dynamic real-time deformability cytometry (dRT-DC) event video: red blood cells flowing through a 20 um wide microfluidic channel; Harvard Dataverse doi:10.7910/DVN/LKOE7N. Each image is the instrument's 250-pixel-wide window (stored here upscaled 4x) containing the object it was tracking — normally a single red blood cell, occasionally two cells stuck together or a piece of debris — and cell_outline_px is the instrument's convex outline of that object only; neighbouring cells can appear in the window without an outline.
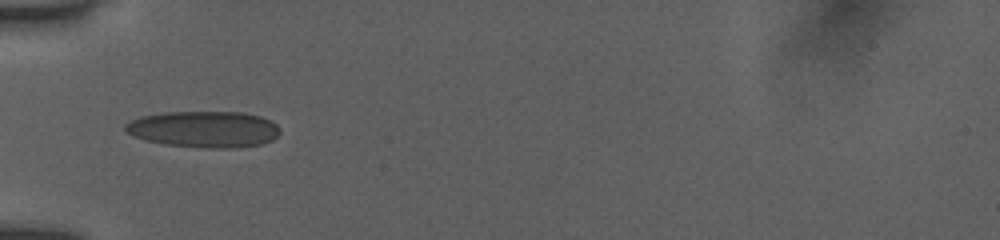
{"species": "human", "species_latin": "Homo sapiens", "temperature_condition": "room temperature", "stored_images_in_passage": 12, "camera_frame_rate_fps": 3000, "um_per_image_px": 0.085, "donor": {"sex": "female"}, "frame": {"image": 1, "passage_image": 1, "time_ms": 0.0, "image_size_px": [1000, 240], "cell_outline_px": [[280, 132], [272, 140], [260, 144], [236, 148], [208, 148], [164, 144], [144, 140], [132, 136], [124, 128], [124, 124], [140, 116], [164, 112], [244, 112], [260, 116], [272, 120], [280, 128]], "centroid_in_image_um": [17.34, 10.98], "position_along_channel_um": 67.7, "area_um2": 33.0}}
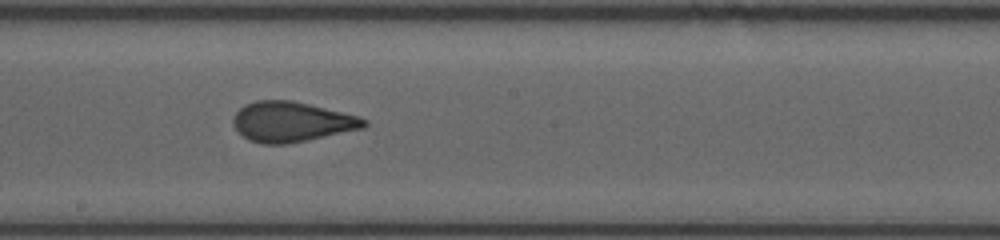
{"frame": {"image": 2, "passage_image": 5, "time_ms": 1.333, "image_size_px": [1000, 240], "cell_outline_px": [[368, 124], [364, 128], [288, 144], [264, 144], [248, 140], [232, 124], [232, 120], [236, 112], [244, 104], [256, 100], [292, 100], [360, 116], [368, 120]], "centroid_in_image_um": [24.8, 10.35], "position_along_channel_um": 223.4, "area_um2": 30.63}}
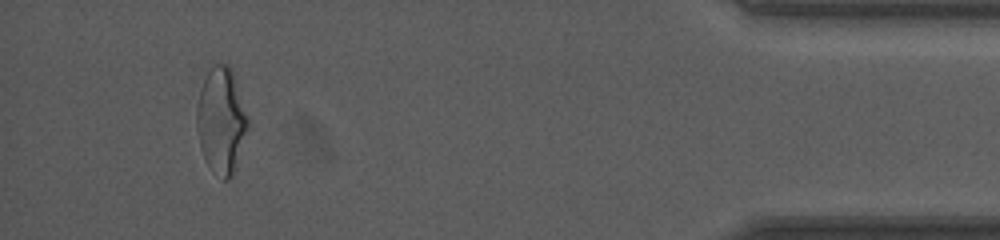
{"frame": {"image": 3, "passage_image": 11, "time_ms": 3.333, "image_size_px": [1000, 240], "cell_outline_px": [[248, 128], [232, 172], [228, 180], [224, 180], [212, 172], [204, 156], [200, 144], [196, 124], [196, 112], [200, 88], [212, 64], [228, 64], [232, 68], [248, 116]], "centroid_in_image_um": [18.8, 10.19], "position_along_channel_um": 416.4, "area_um2": 31.15}}